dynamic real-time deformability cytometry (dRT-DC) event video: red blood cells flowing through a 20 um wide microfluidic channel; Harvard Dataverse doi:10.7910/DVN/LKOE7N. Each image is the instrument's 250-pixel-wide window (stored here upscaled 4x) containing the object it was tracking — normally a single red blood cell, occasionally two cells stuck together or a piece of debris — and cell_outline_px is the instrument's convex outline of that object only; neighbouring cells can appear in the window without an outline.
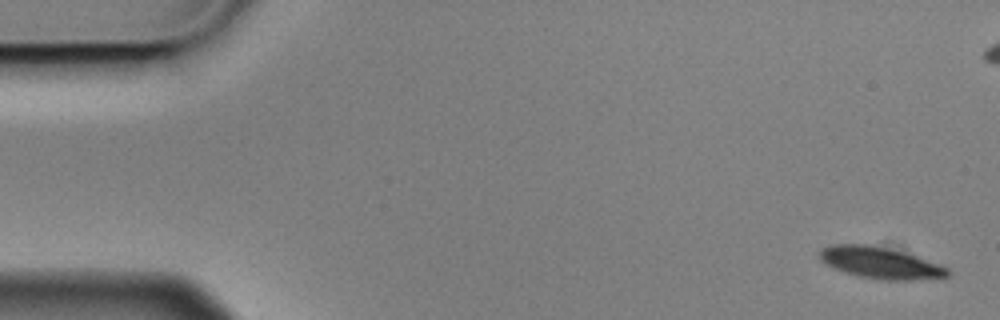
{"species": "Egyptian fruit bat (a non-hibernating species)", "species_latin": "Rousettus aegyptiacus", "temperature_condition": "cold", "stored_images_in_passage": 6, "camera_frame_rate_fps": 3000, "um_per_image_px": 0.085, "animal": {"sex": "male"}, "frame": {"image": 1, "passage_image": 1, "time_ms": 0.0, "image_size_px": [1000, 320], "cell_outline_px": [[952, 272], [948, 276], [912, 280], [880, 280], [860, 276], [836, 268], [820, 260], [820, 248], [832, 244], [872, 244], [904, 252], [940, 264], [948, 268]], "centroid_in_image_um": [74.85, 22.32], "position_along_channel_um": 10.1, "area_um2": 23.35}}